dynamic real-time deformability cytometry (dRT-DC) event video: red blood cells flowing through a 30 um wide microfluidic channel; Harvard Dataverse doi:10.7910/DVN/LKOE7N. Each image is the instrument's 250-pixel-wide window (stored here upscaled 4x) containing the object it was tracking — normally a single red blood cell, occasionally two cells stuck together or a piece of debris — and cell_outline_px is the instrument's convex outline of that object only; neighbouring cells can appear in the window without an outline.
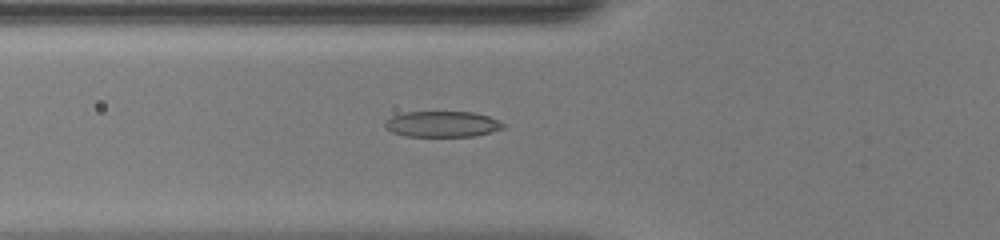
{"species": "common noctule bat (a hibernating species)", "species_latin": "Nyctalus noctula", "temperature_condition": "warm", "stored_images_in_passage": 51, "camera_frame_rate_fps": 3000, "um_per_image_px": 0.085, "animal": {"sex": "female", "body_mass_g": 20.0, "forearm_length_mm": 54.0}, "frame": {"image": 1, "passage_image": 20, "time_ms": 6.333, "image_size_px": [1000, 240], "cell_outline_px": [[504, 128], [476, 136], [404, 136], [392, 132], [384, 128], [384, 120], [392, 116], [404, 112], [472, 112], [488, 116], [504, 124]], "centroid_in_image_um": [37.53, 10.55], "position_along_channel_um": 88.3, "area_um2": 17.8}}
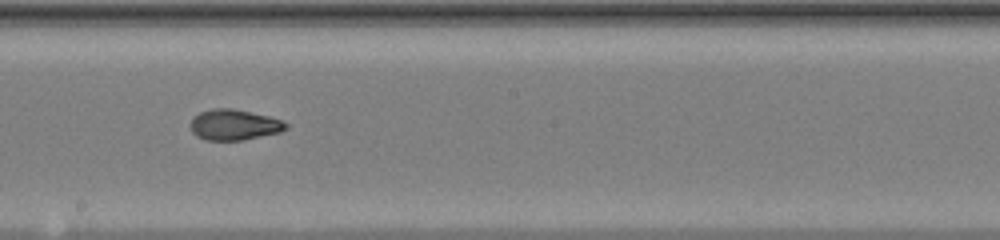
{"frame": {"image": 2, "passage_image": 30, "time_ms": 9.667, "image_size_px": [1000, 240], "cell_outline_px": [[288, 128], [280, 132], [244, 140], [204, 140], [196, 136], [192, 132], [192, 116], [200, 112], [212, 108], [232, 108], [268, 116], [280, 120], [288, 124]], "centroid_in_image_um": [19.89, 10.61], "position_along_channel_um": 228.3, "area_um2": 17.05}}
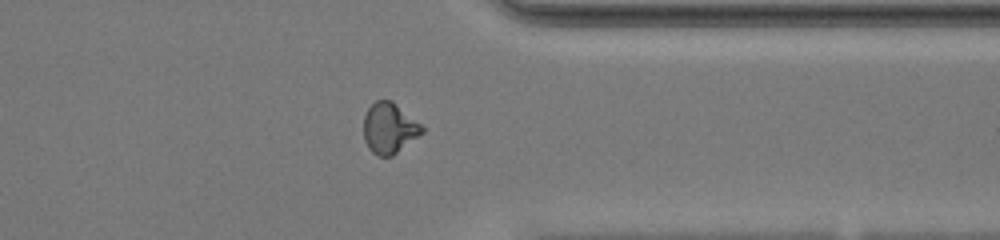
{"frame": {"image": 3, "passage_image": 41, "time_ms": 13.333, "image_size_px": [1000, 240], "cell_outline_px": [[424, 132], [392, 156], [376, 156], [368, 148], [364, 140], [364, 116], [368, 108], [376, 100], [392, 100], [420, 124], [424, 128]], "centroid_in_image_um": [33.07, 10.9], "position_along_channel_um": 378.3, "area_um2": 17.17}, "authors_computed_cell_mechanics": {"area_um2": 17.8024, "velocity_mm_per_s": 4.196, "shape_relaxation_time_tau1_ms": 4.9918, "shape_relaxation_time_tau2_ms": 1.4717, "deformation_change_tau1": 0.2182, "deformation_change_tau2": 0.0651}}